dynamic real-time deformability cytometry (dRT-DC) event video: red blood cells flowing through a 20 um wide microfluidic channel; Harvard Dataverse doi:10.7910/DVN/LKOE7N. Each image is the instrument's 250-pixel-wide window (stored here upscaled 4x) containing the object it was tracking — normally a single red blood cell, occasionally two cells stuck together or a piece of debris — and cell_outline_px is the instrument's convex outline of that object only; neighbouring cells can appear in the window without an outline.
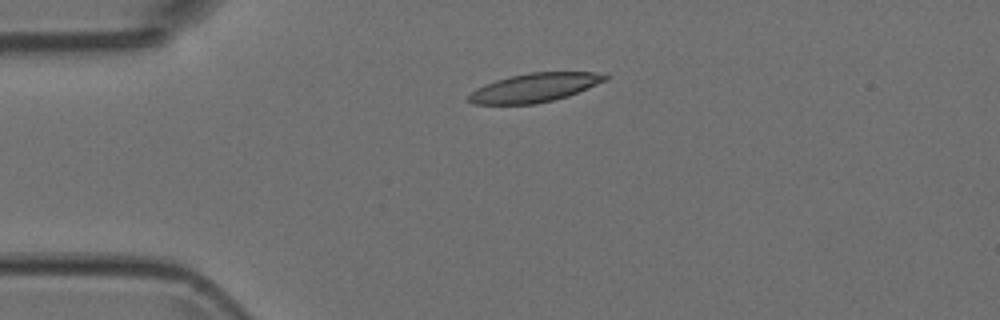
{"species": "Egyptian fruit bat (a non-hibernating species)", "species_latin": "Rousettus aegyptiacus", "temperature_condition": "room temperature", "stored_images_in_passage": 5, "camera_frame_rate_fps": 3000, "um_per_image_px": 0.085, "animal": {"sex": "female"}, "frame": {"image": 1, "passage_image": 4, "time_ms": 1.0, "image_size_px": [1000, 320], "cell_outline_px": [[608, 80], [568, 96], [556, 100], [536, 104], [476, 104], [468, 100], [468, 96], [476, 88], [484, 84], [508, 76], [528, 72], [608, 72]], "centroid_in_image_um": [45.5, 7.44], "position_along_channel_um": 39.5, "area_um2": 23.18}}